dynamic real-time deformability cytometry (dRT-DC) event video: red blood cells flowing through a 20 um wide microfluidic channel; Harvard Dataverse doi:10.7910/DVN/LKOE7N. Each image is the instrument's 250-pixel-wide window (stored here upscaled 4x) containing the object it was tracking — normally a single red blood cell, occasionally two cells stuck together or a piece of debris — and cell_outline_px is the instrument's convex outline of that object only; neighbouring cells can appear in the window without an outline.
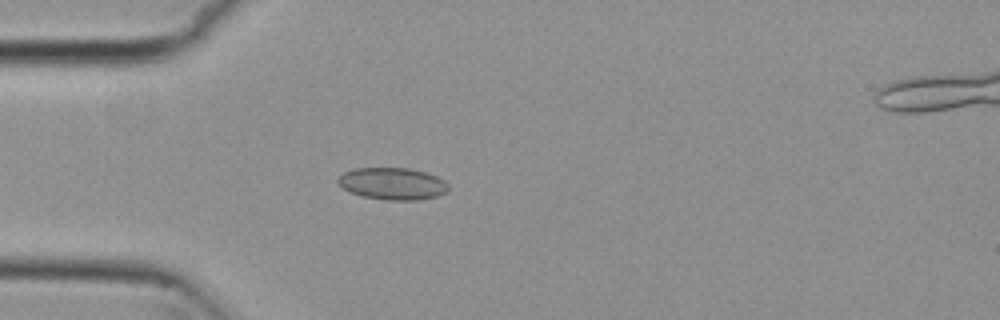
{"species": "common noctule bat (a hibernating species)", "species_latin": "Nyctalus noctula", "temperature_condition": "cold", "stored_images_in_passage": 5, "camera_frame_rate_fps": 3000, "um_per_image_px": 0.085, "animal": {"sex": "female", "body_mass_g": 29.2, "forearm_length_mm": 56.3}, "frame": {"image": 1, "passage_image": 4, "time_ms": 1.0, "image_size_px": [1000, 320], "cell_outline_px": [[448, 188], [444, 192], [436, 196], [416, 200], [388, 200], [360, 196], [344, 188], [336, 180], [344, 172], [352, 168], [408, 168], [424, 172], [436, 176], [444, 180], [448, 184]], "centroid_in_image_um": [33.35, 15.6], "position_along_channel_um": 51.7, "area_um2": 20.4}}